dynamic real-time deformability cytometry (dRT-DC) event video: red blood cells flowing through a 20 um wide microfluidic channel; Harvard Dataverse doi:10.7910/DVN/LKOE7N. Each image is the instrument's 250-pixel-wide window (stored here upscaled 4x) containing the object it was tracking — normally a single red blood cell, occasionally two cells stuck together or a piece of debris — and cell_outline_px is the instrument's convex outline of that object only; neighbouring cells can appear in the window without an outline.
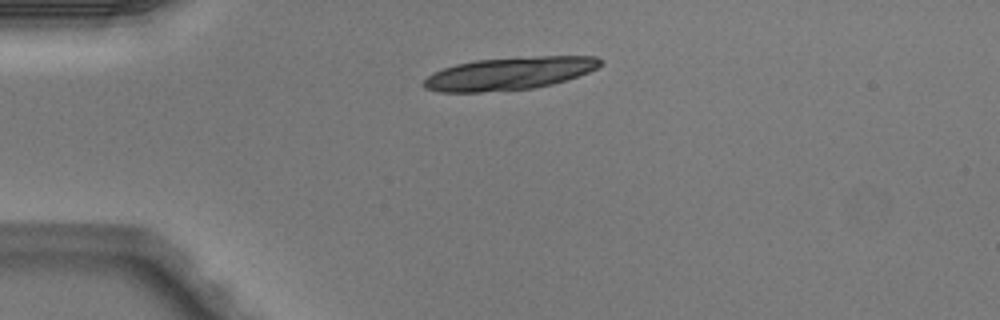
{"species": "Egyptian fruit bat (a non-hibernating species)", "species_latin": "Rousettus aegyptiacus", "temperature_condition": "warm", "stored_images_in_passage": 3, "camera_frame_rate_fps": 3000, "um_per_image_px": 0.085, "animal": {"sex": "male"}, "frame": {"image": 1, "passage_image": 1, "time_ms": 0.0, "image_size_px": [1000, 320], "cell_outline_px": [[604, 64], [588, 72], [552, 84], [532, 88], [480, 92], [440, 92], [424, 88], [420, 84], [432, 72], [456, 64], [476, 60], [540, 56], [596, 56], [604, 60]], "centroid_in_image_um": [43.28, 6.24], "position_along_channel_um": 41.7, "area_um2": 33.52}}